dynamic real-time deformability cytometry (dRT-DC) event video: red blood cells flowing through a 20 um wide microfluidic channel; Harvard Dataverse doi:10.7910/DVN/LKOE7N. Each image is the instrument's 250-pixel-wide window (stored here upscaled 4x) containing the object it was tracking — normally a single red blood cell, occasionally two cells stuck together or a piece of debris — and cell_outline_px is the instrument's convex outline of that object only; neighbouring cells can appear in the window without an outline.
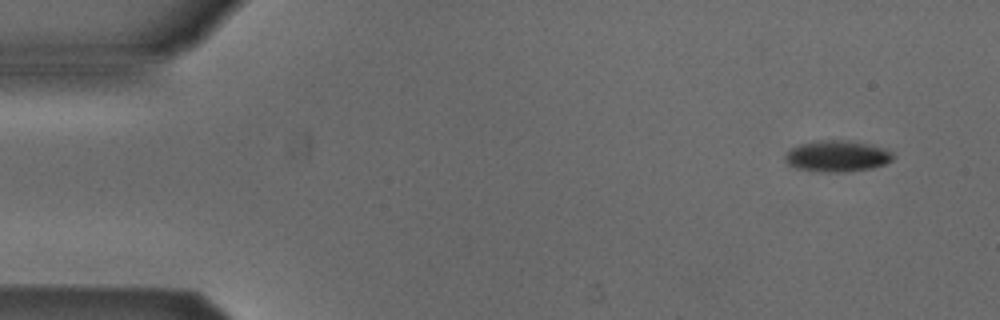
{"species": "Egyptian fruit bat (a non-hibernating species)", "species_latin": "Rousettus aegyptiacus", "temperature_condition": "cold", "stored_images_in_passage": 50, "camera_frame_rate_fps": 3000, "um_per_image_px": 0.085, "animal": {"sex": "male"}, "frame": {"image": 1, "passage_image": 1, "time_ms": 0.0, "image_size_px": [1000, 320], "cell_outline_px": [[892, 160], [884, 164], [872, 168], [848, 172], [820, 172], [796, 168], [788, 164], [784, 160], [784, 152], [800, 144], [828, 140], [840, 140], [864, 144], [884, 148], [892, 152]], "centroid_in_image_um": [71.11, 13.3], "position_along_channel_um": 13.9, "area_um2": 19.42}}
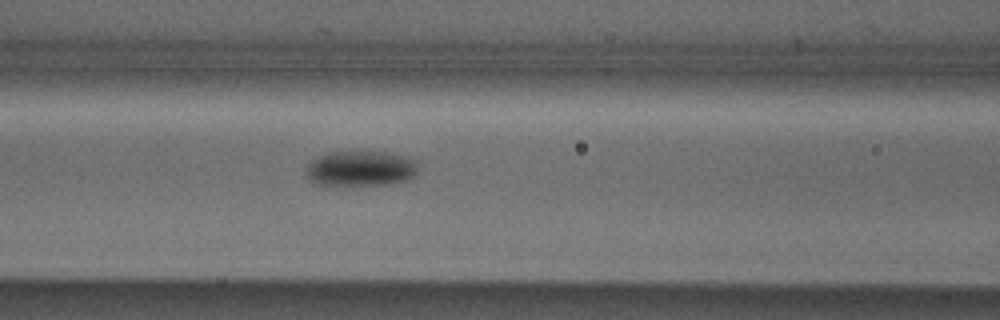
{"frame": {"image": 2, "passage_image": 19, "time_ms": 6.0, "image_size_px": [1000, 320], "cell_outline_px": [[416, 176], [408, 180], [388, 184], [316, 184], [308, 180], [308, 164], [316, 156], [328, 152], [384, 152], [416, 160]], "centroid_in_image_um": [30.65, 14.32], "position_along_channel_um": 136.0, "area_um2": 22.66}}
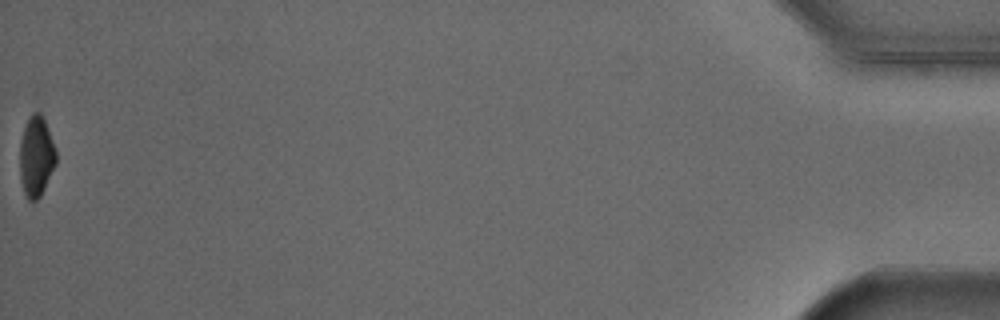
{"frame": {"image": 3, "passage_image": 50, "time_ms": 16.333, "image_size_px": [1000, 320], "cell_outline_px": [[56, 164], [40, 196], [36, 200], [28, 200], [24, 192], [20, 180], [20, 140], [28, 116], [32, 112], [40, 112], [44, 120], [56, 148]], "centroid_in_image_um": [3.07, 13.28], "position_along_channel_um": 432.1, "area_um2": 16.99}, "authors_computed_cell_mechanics": {"area_um2": 20.3167, "velocity_mm_per_s": 3.8885, "shape_relaxation_time_tau1_ms": 3.0523, "shape_relaxation_time_tau2_ms": null, "deformation_change_tau1": 0.0803, "deformation_change_tau2": null}}